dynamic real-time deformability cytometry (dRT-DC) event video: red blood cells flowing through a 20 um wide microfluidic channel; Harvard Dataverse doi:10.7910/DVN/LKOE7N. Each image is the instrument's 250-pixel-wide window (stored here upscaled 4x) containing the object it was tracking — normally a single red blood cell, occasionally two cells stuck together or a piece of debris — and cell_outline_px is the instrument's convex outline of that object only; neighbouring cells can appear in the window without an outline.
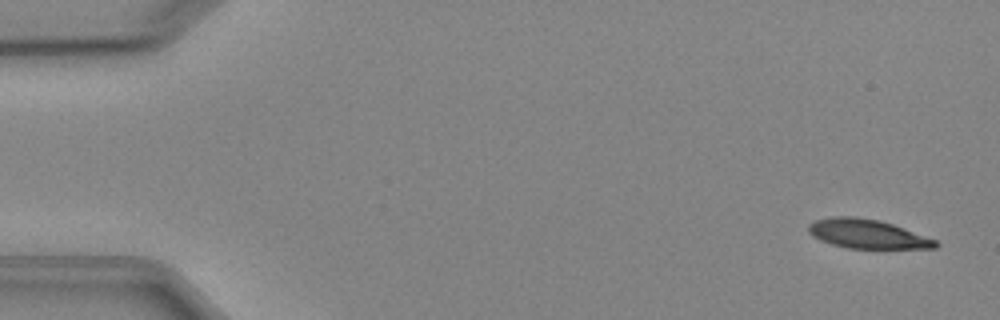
{"species": "Egyptian fruit bat (a non-hibernating species)", "species_latin": "Rousettus aegyptiacus", "temperature_condition": "cold", "stored_images_in_passage": 6, "camera_frame_rate_fps": 3000, "um_per_image_px": 0.085, "animal": {"sex": "female"}, "frame": {"image": 1, "passage_image": 1, "time_ms": 0.0, "image_size_px": [1000, 320], "cell_outline_px": [[940, 244], [936, 248], [848, 248], [832, 244], [820, 240], [812, 236], [808, 232], [808, 224], [816, 220], [832, 216], [856, 216], [880, 220], [904, 228], [936, 240]], "centroid_in_image_um": [73.69, 19.87], "position_along_channel_um": 11.3, "area_um2": 21.5}}
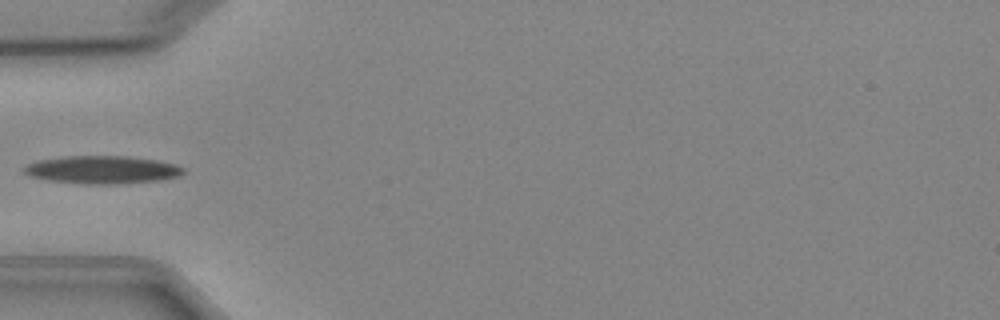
{"frame": {"image": 2, "passage_image": 5, "time_ms": 5.0, "image_size_px": [1000, 320], "cell_outline_px": [[184, 172], [180, 176], [160, 180], [116, 184], [88, 184], [48, 180], [32, 176], [24, 172], [24, 168], [28, 164], [36, 160], [64, 156], [128, 156], [156, 160], [176, 164], [184, 168]], "centroid_in_image_um": [8.72, 14.42], "position_along_channel_um": 76.3, "area_um2": 25.84}}